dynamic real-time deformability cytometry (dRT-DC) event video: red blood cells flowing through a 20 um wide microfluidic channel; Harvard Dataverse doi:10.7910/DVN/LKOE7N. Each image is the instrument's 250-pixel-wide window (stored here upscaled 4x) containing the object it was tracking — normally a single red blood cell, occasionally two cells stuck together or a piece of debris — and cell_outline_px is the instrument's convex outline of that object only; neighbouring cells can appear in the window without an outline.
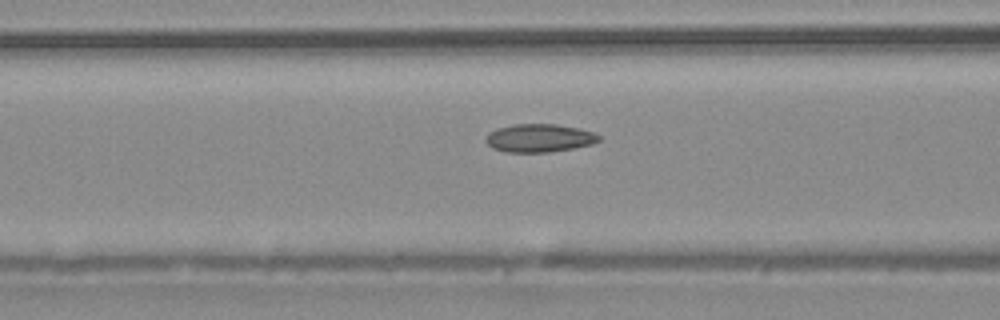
{"species": "common noctule bat (a hibernating species)", "species_latin": "Nyctalus noctula", "temperature_condition": "warm", "stored_images_in_passage": 51, "camera_frame_rate_fps": 3000, "um_per_image_px": 0.085, "animal": {"sex": "male", "body_mass_g": 20.4}, "frame": {"image": 1, "passage_image": 21, "time_ms": 6.667, "image_size_px": [1000, 320], "cell_outline_px": [[600, 140], [592, 144], [572, 148], [548, 152], [504, 152], [492, 148], [484, 140], [488, 132], [496, 128], [516, 124], [556, 124], [580, 128], [592, 132], [600, 136]], "centroid_in_image_um": [45.8, 11.73], "position_along_channel_um": 120.8, "area_um2": 18.61}}
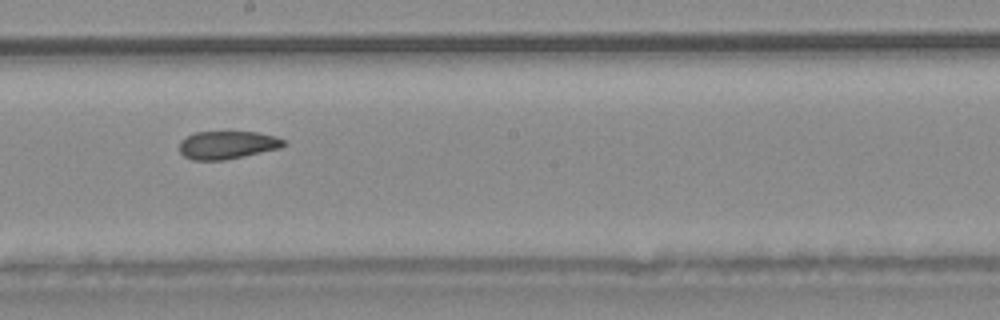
{"frame": {"image": 2, "passage_image": 29, "time_ms": 9.333, "image_size_px": [1000, 320], "cell_outline_px": [[288, 144], [280, 148], [244, 156], [224, 160], [192, 160], [184, 156], [180, 152], [180, 140], [196, 132], [228, 128], [256, 132], [276, 136], [284, 140]], "centroid_in_image_um": [19.33, 12.26], "position_along_channel_um": 228.9, "area_um2": 17.86}}
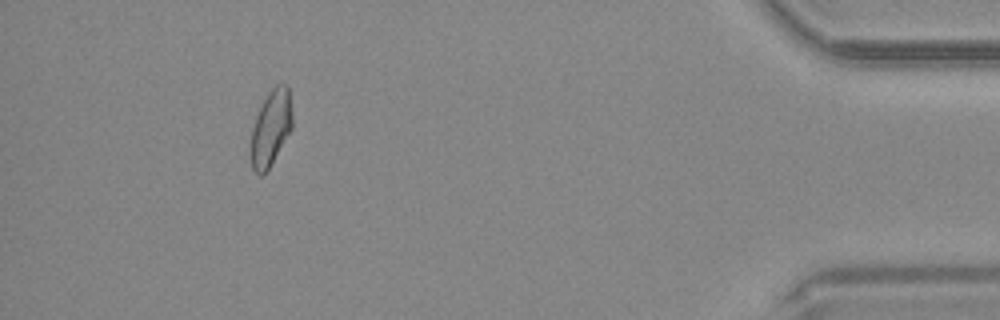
{"frame": {"image": 3, "passage_image": 47, "time_ms": 15.333, "image_size_px": [1000, 320], "cell_outline_px": [[292, 128], [268, 168], [260, 176], [252, 168], [252, 128], [256, 116], [268, 92], [276, 84], [284, 84], [288, 88], [292, 112]], "centroid_in_image_um": [23.04, 10.84], "position_along_channel_um": 412.2, "area_um2": 17.69}, "authors_computed_cell_mechanics": {"area_um2": 18.3804, "velocity_mm_per_s": 4.0573, "shape_relaxation_time_tau1_ms": 10.6693, "shape_relaxation_time_tau2_ms": 3.6019, "deformation_change_tau1": 0.1897, "deformation_change_tau2": 0.0777}}